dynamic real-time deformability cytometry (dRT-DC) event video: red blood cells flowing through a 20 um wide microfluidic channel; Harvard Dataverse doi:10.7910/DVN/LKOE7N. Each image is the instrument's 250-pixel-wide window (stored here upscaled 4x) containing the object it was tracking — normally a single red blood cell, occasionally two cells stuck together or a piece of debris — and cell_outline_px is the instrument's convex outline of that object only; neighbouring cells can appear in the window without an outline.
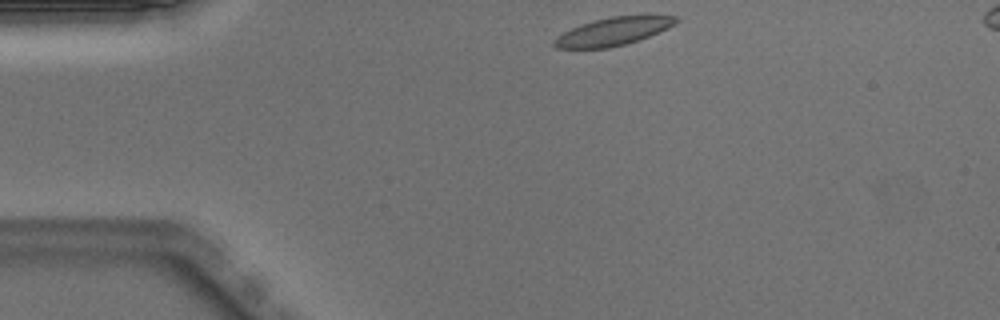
{"species": "Egyptian fruit bat (a non-hibernating species)", "species_latin": "Rousettus aegyptiacus", "temperature_condition": "warm", "stored_images_in_passage": 41, "camera_frame_rate_fps": 3000, "um_per_image_px": 0.085, "animal": {"sex": "male"}, "frame": {"image": 1, "passage_image": 1, "time_ms": 0.0, "image_size_px": [1000, 320], "cell_outline_px": [[680, 20], [676, 24], [668, 28], [640, 40], [608, 48], [556, 48], [552, 44], [552, 40], [556, 36], [580, 24], [612, 16], [676, 16]], "centroid_in_image_um": [52.1, 2.68], "position_along_channel_um": 32.9, "area_um2": 19.71}}
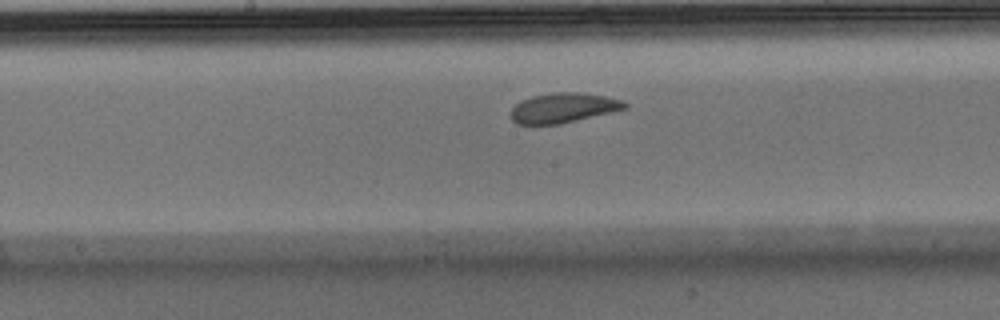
{"frame": {"image": 2, "passage_image": 17, "time_ms": 5.333, "image_size_px": [1000, 320], "cell_outline_px": [[628, 108], [560, 124], [516, 124], [512, 120], [512, 108], [520, 100], [532, 96], [552, 92], [576, 92], [604, 96], [624, 100], [628, 104]], "centroid_in_image_um": [47.89, 9.16], "position_along_channel_um": 200.3, "area_um2": 19.77}}
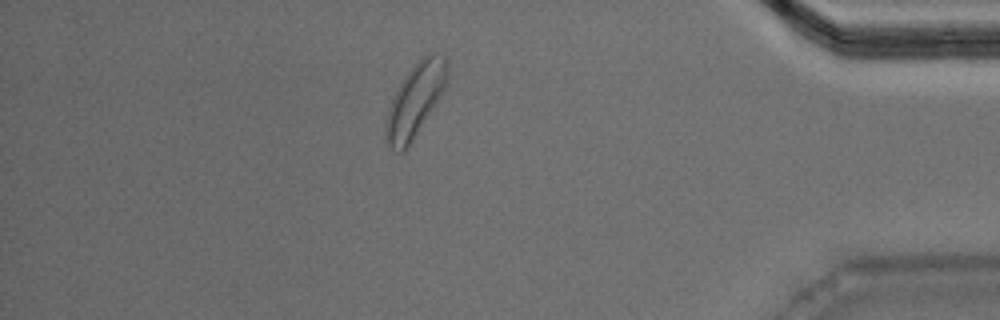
{"frame": {"image": 3, "passage_image": 35, "time_ms": 11.333, "image_size_px": [1000, 320], "cell_outline_px": [[448, 80], [444, 88], [432, 108], [404, 152], [400, 152], [392, 148], [384, 140], [384, 132], [388, 108], [404, 76], [420, 56], [428, 52], [436, 52], [444, 56], [448, 68]], "centroid_in_image_um": [35.28, 8.46], "position_along_channel_um": 399.9, "area_um2": 25.84}, "authors_computed_cell_mechanics": {"area_um2": 20.2878, "velocity_mm_per_s": 3.9633, "shape_relaxation_time_tau1_ms": 3.1964, "shape_relaxation_time_tau2_ms": 1.8232, "deformation_change_tau1": 0.1223, "deformation_change_tau2": 0.0845}}